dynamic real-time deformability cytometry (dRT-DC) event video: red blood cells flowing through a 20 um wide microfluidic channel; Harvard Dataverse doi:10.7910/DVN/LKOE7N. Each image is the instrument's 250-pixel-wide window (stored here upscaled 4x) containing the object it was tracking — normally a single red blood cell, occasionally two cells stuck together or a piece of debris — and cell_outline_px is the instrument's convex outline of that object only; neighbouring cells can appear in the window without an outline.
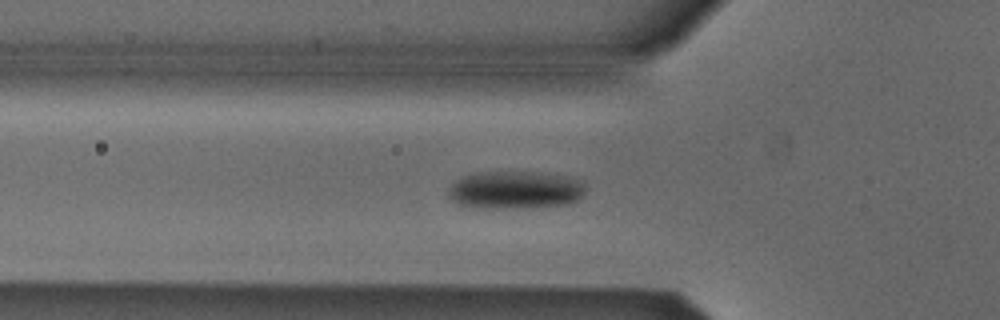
{"species": "Egyptian fruit bat (a non-hibernating species)", "species_latin": "Rousettus aegyptiacus", "temperature_condition": "cold", "stored_images_in_passage": 29, "camera_frame_rate_fps": 3000, "um_per_image_px": 0.085, "animal": {"sex": "male"}, "frame": {"image": 1, "passage_image": 2, "time_ms": 0.333, "image_size_px": [1000, 320], "cell_outline_px": [[584, 196], [568, 204], [516, 208], [492, 208], [456, 204], [448, 196], [448, 188], [456, 180], [464, 176], [476, 172], [528, 172], [568, 176], [584, 180]], "centroid_in_image_um": [43.8, 16.14], "position_along_channel_um": 82.0, "area_um2": 30.23}}
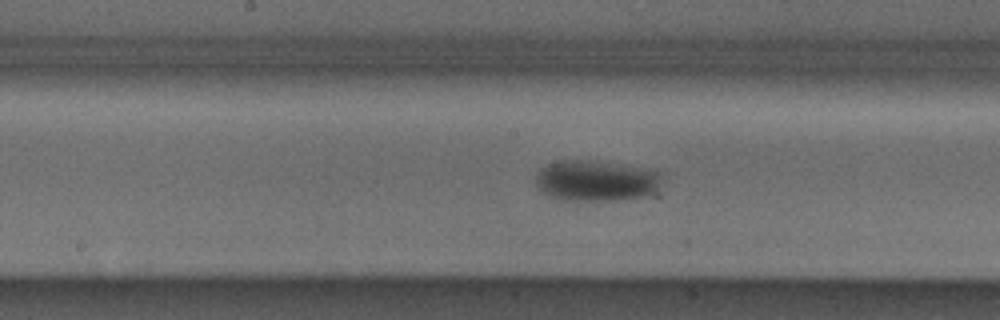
{"frame": {"image": 2, "passage_image": 11, "time_ms": 3.333, "image_size_px": [1000, 320], "cell_outline_px": [[660, 180], [656, 192], [648, 196], [616, 200], [560, 200], [548, 196], [536, 184], [536, 172], [540, 168], [548, 164], [560, 160], [588, 160], [660, 172]], "centroid_in_image_um": [50.61, 15.38], "position_along_channel_um": 197.6, "area_um2": 29.65}}
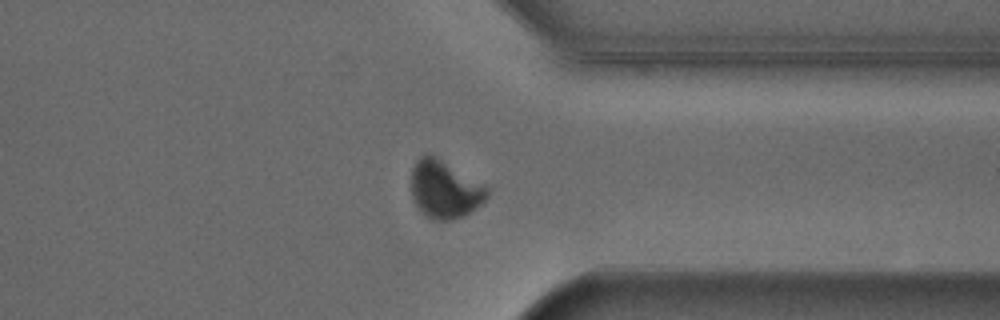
{"frame": {"image": 3, "passage_image": 25, "time_ms": 8.0, "image_size_px": [1000, 320], "cell_outline_px": [[488, 196], [480, 204], [464, 216], [448, 220], [432, 220], [420, 212], [412, 200], [412, 168], [416, 160], [420, 156], [428, 152], [488, 184]], "centroid_in_image_um": [37.81, 16.07], "position_along_channel_um": 373.6, "area_um2": 26.07}, "authors_computed_cell_mechanics": {"area_um2": 28.6688, "velocity_mm_per_s": 3.8432, "shape_relaxation_time_tau1_ms": 2.9718, "shape_relaxation_time_tau2_ms": null, "deformation_change_tau1": 0.0815, "deformation_change_tau2": null}}